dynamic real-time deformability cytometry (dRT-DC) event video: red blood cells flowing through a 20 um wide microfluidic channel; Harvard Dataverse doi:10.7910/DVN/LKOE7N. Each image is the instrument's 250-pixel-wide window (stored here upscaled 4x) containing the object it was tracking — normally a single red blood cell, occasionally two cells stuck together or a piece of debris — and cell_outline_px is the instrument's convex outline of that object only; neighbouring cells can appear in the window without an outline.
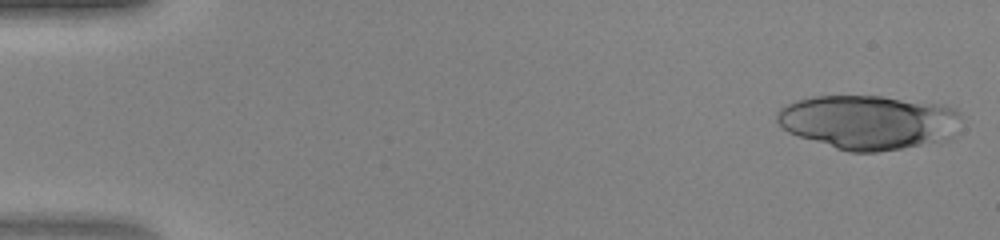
{"species": "human", "species_latin": "Homo sapiens", "temperature_condition": "warm", "stored_images_in_passage": 9, "camera_frame_rate_fps": 3000, "um_per_image_px": 0.085, "donor": {"sex": "female"}, "frame": {"image": 1, "passage_image": 1, "time_ms": 0.0, "image_size_px": [1000, 240], "cell_outline_px": [[960, 132], [952, 140], [940, 144], [876, 152], [848, 152], [788, 132], [776, 120], [776, 112], [780, 108], [796, 100], [812, 96], [880, 96], [944, 104], [956, 108], [960, 112]], "centroid_in_image_um": [73.97, 10.4], "position_along_channel_um": 11.0, "area_um2": 59.53}}